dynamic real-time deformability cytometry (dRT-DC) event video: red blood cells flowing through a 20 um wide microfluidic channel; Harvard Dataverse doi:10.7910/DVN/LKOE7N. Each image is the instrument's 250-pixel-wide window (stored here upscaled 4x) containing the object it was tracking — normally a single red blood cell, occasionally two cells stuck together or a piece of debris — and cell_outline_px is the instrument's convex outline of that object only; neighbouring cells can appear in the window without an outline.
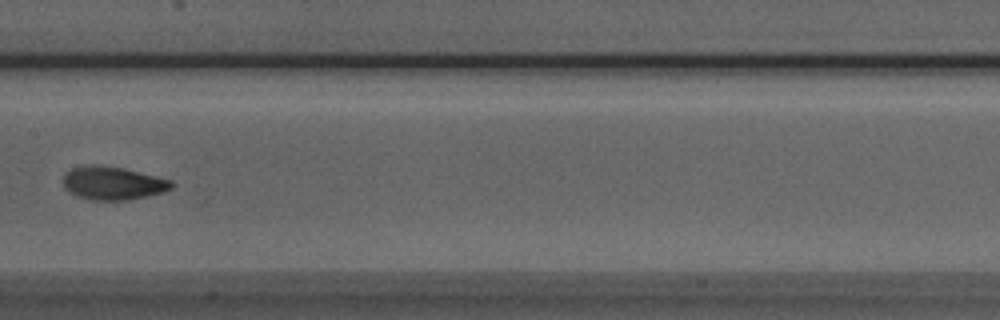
{"species": "Egyptian fruit bat (a non-hibernating species)", "species_latin": "Rousettus aegyptiacus", "temperature_condition": "room temperature", "stored_images_in_passage": 6, "camera_frame_rate_fps": 3000, "um_per_image_px": 0.085, "animal": {"sex": "male"}, "frame": {"image": 1, "passage_image": 5, "time_ms": 1.333, "image_size_px": [1000, 320], "cell_outline_px": [[172, 188], [164, 192], [128, 200], [92, 200], [76, 196], [68, 192], [64, 188], [64, 172], [72, 168], [84, 164], [96, 164], [124, 168], [172, 180]], "centroid_in_image_um": [9.55, 15.56], "position_along_channel_um": 197.8, "area_um2": 21.21}}
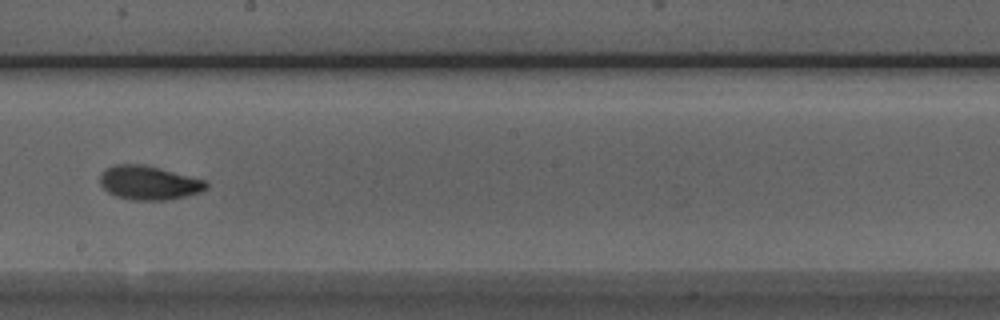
{"frame": {"image": 2, "passage_image": 6, "time_ms": 1.667, "image_size_px": [1000, 320], "cell_outline_px": [[208, 188], [200, 192], [184, 196], [164, 200], [132, 200], [116, 196], [108, 192], [100, 184], [100, 176], [104, 168], [112, 164], [144, 164], [208, 180]], "centroid_in_image_um": [12.65, 15.52], "position_along_channel_um": 235.5, "area_um2": 21.21}}